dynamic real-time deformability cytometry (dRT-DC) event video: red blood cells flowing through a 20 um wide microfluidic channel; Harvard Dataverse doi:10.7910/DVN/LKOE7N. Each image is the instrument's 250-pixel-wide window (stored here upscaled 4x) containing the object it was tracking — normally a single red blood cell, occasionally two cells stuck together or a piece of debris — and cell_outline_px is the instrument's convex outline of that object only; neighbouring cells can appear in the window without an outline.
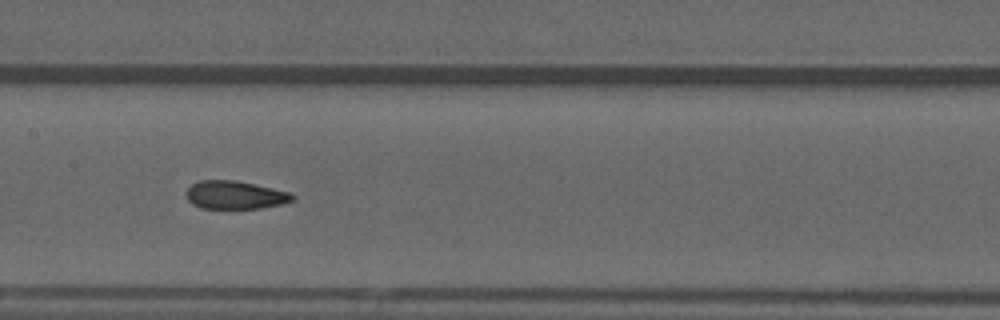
{"species": "common noctule bat (a hibernating species)", "species_latin": "Nyctalus noctula", "temperature_condition": "warm", "stored_images_in_passage": 46, "camera_frame_rate_fps": 3000, "um_per_image_px": 0.085, "animal": {"sex": "male", "forearm_length_mm": 52.5}, "frame": {"image": 1, "passage_image": 20, "time_ms": 6.333, "image_size_px": [1000, 320], "cell_outline_px": [[296, 200], [264, 208], [200, 208], [192, 204], [188, 200], [184, 192], [192, 184], [200, 180], [236, 180], [256, 184], [292, 192], [296, 196]], "centroid_in_image_um": [20.01, 16.57], "position_along_channel_um": 187.4, "area_um2": 17.74}, "authors_computed_cell_mechanics": {"area_um2": 18.1781, "velocity_mm_per_s": 3.9904, "shape_relaxation_time_tau1_ms": 9.9456, "shape_relaxation_time_tau2_ms": 0.8366, "deformation_change_tau1": 0.2558, "deformation_change_tau2": 0.0686}}